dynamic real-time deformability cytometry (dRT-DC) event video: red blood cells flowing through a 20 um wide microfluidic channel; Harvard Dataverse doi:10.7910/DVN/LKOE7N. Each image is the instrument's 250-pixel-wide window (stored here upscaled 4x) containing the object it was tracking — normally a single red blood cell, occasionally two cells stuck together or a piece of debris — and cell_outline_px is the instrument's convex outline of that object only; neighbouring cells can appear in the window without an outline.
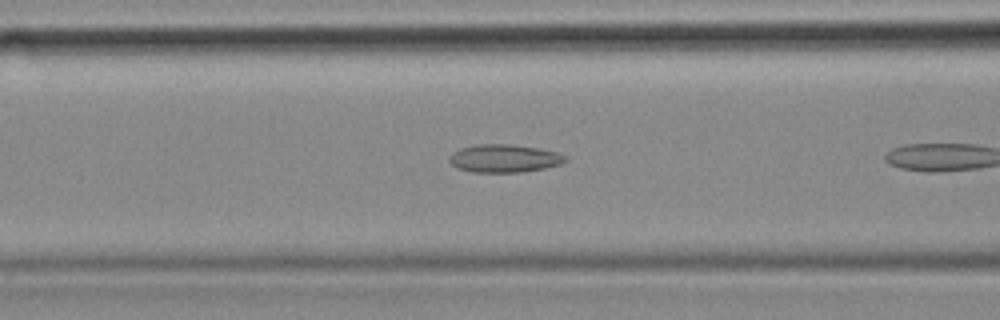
{"species": "common noctule bat (a hibernating species)", "species_latin": "Nyctalus noctula", "temperature_condition": "cold", "stored_images_in_passage": 10, "camera_frame_rate_fps": 3000, "um_per_image_px": 0.085, "animal": {"sex": "female", "body_mass_g": 18.4}, "frame": {"image": 1, "passage_image": 9, "time_ms": 2.667, "image_size_px": [1000, 320], "cell_outline_px": [[568, 160], [560, 164], [544, 168], [520, 172], [472, 172], [456, 168], [448, 160], [448, 156], [452, 152], [460, 148], [476, 144], [508, 144], [536, 148], [556, 152], [568, 156]], "centroid_in_image_um": [42.82, 13.46], "position_along_channel_um": 123.8, "area_um2": 18.96}}